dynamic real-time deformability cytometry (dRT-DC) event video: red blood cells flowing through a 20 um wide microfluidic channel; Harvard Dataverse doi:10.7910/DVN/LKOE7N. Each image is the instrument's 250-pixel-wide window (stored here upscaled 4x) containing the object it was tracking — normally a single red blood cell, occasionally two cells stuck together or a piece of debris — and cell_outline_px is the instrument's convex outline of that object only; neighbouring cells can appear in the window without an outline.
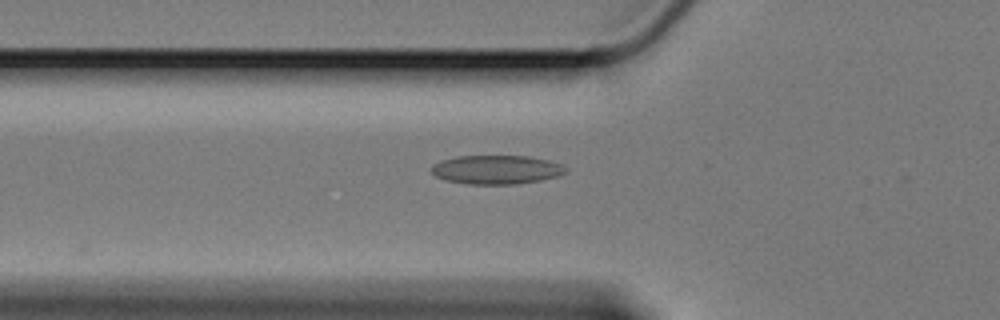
{"species": "Egyptian fruit bat (a non-hibernating species)", "species_latin": "Rousettus aegyptiacus", "temperature_condition": "cold", "stored_images_in_passage": 34, "camera_frame_rate_fps": 3000, "um_per_image_px": 0.085, "animal": {"sex": "female"}, "frame": {"image": 1, "passage_image": 4, "time_ms": 1.0, "image_size_px": [1000, 320], "cell_outline_px": [[568, 172], [556, 176], [540, 180], [516, 184], [468, 184], [448, 180], [436, 176], [432, 172], [432, 164], [440, 160], [456, 156], [528, 156], [548, 160], [560, 164], [568, 168]], "centroid_in_image_um": [42.2, 14.41], "position_along_channel_um": 83.6, "area_um2": 22.54}}
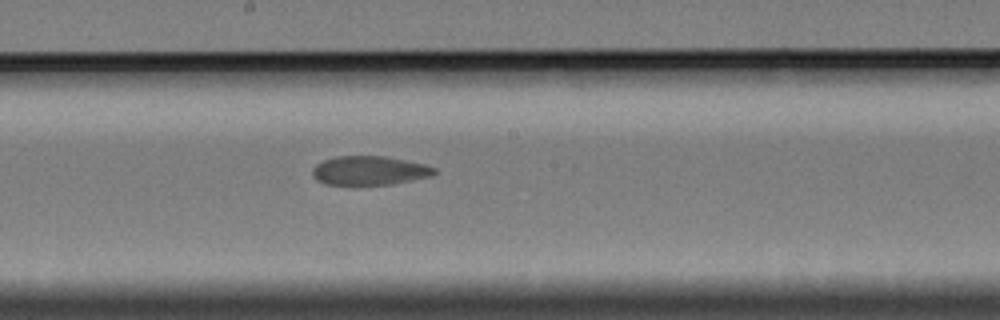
{"frame": {"image": 2, "passage_image": 16, "time_ms": 5.0, "image_size_px": [1000, 320], "cell_outline_px": [[436, 172], [432, 176], [392, 184], [324, 184], [316, 180], [312, 172], [312, 168], [316, 164], [324, 160], [336, 156], [384, 156], [424, 164], [436, 168]], "centroid_in_image_um": [31.39, 14.49], "position_along_channel_um": 216.8, "area_um2": 20.46}}
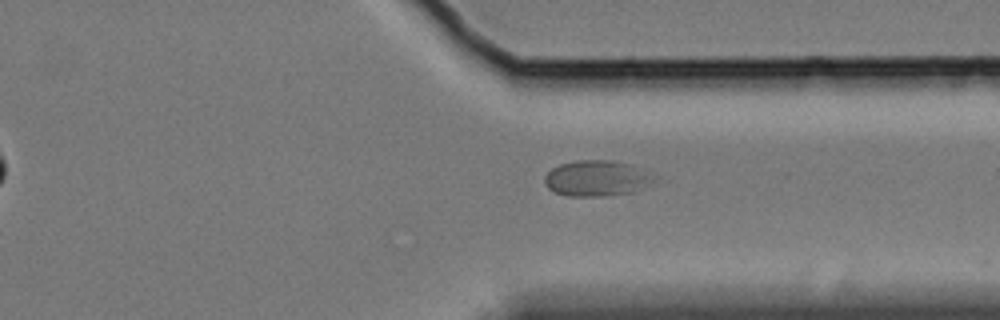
{"frame": {"image": 3, "passage_image": 29, "time_ms": 9.333, "image_size_px": [1000, 320], "cell_outline_px": [[644, 176], [628, 192], [592, 196], [568, 196], [556, 192], [548, 188], [544, 184], [544, 176], [552, 168], [560, 164], [576, 160], [612, 160], [628, 164]], "centroid_in_image_um": [50.31, 15.13], "position_along_channel_um": 361.1, "area_um2": 20.63}}